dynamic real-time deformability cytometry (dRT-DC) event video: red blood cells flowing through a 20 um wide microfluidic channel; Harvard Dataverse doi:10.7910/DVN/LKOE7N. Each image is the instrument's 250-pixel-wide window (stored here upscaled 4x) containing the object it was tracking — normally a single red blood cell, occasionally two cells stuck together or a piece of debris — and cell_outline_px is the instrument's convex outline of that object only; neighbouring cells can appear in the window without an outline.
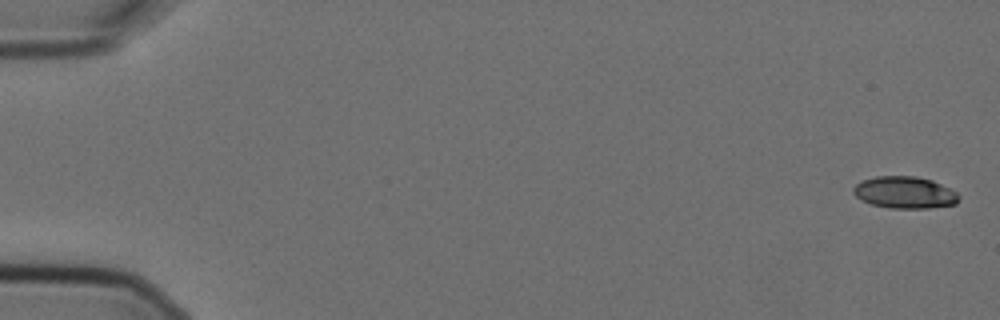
{"species": "Egyptian fruit bat (a non-hibernating species)", "species_latin": "Rousettus aegyptiacus", "temperature_condition": "cold", "stored_images_in_passage": 6, "camera_frame_rate_fps": 3000, "um_per_image_px": 0.085, "animal": {"sex": "female"}, "frame": {"image": 1, "passage_image": 1, "time_ms": 0.0, "image_size_px": [1000, 320], "cell_outline_px": [[960, 196], [956, 204], [928, 208], [892, 208], [872, 204], [860, 200], [852, 192], [852, 188], [860, 180], [876, 176], [916, 176], [932, 180], [956, 192]], "centroid_in_image_um": [76.86, 16.35], "position_along_channel_um": 8.1, "area_um2": 19.65}}
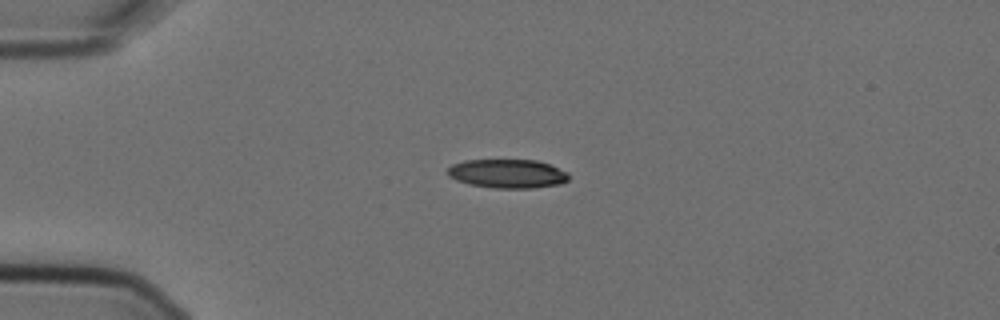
{"frame": {"image": 2, "passage_image": 5, "time_ms": 1.333, "image_size_px": [1000, 320], "cell_outline_px": [[568, 180], [560, 184], [532, 188], [496, 188], [468, 184], [456, 180], [448, 176], [448, 168], [452, 164], [464, 160], [536, 160], [548, 164], [568, 172]], "centroid_in_image_um": [43.12, 14.76], "position_along_channel_um": 41.9, "area_um2": 20.35}}